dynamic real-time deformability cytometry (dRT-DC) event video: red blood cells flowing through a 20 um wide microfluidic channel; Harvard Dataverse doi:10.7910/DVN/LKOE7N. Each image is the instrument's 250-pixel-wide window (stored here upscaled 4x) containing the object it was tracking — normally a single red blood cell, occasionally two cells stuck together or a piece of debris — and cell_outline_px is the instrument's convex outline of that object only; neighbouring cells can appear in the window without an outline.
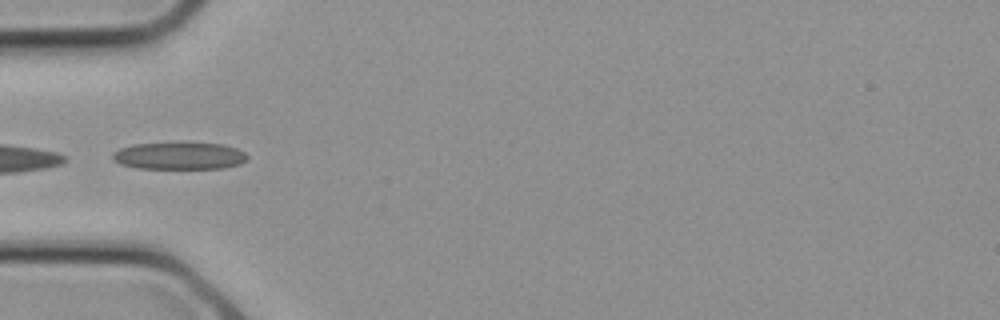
{"species": "common noctule bat (a hibernating species)", "species_latin": "Nyctalus noctula", "temperature_condition": "cold", "stored_images_in_passage": 9, "camera_frame_rate_fps": 3000, "um_per_image_px": 0.085, "animal": {"sex": "female", "body_mass_g": 21.9}, "frame": {"image": 1, "passage_image": 8, "time_ms": 2.333, "image_size_px": [1000, 320], "cell_outline_px": [[248, 160], [240, 164], [224, 168], [136, 168], [120, 164], [112, 156], [112, 152], [120, 148], [132, 144], [180, 140], [184, 140], [224, 144], [236, 148], [244, 152], [248, 156]], "centroid_in_image_um": [15.26, 13.19], "position_along_channel_um": 69.7, "area_um2": 22.37}}